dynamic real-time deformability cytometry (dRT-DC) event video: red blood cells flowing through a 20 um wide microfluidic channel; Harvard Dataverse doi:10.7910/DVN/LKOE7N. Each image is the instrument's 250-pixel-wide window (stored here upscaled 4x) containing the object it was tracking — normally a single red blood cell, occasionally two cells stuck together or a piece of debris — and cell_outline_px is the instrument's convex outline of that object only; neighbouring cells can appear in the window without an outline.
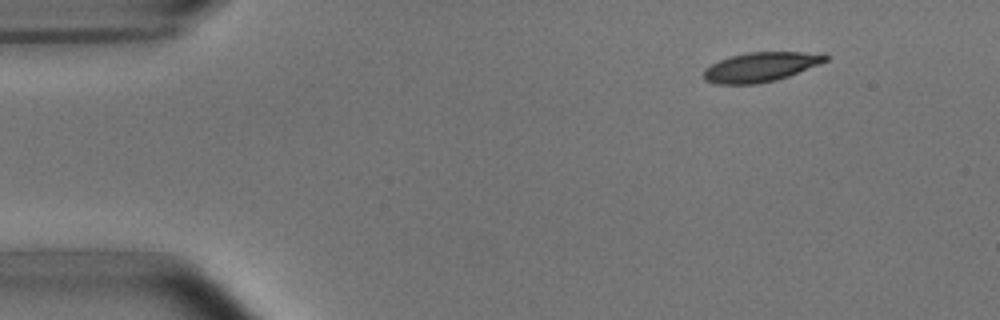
{"species": "common noctule bat (a hibernating species)", "species_latin": "Nyctalus noctula", "temperature_condition": "room temperature", "stored_images_in_passage": 48, "camera_frame_rate_fps": 3000, "um_per_image_px": 0.085, "animal": {"sex": "male", "body_mass_g": 15.6}, "frame": {"image": 1, "passage_image": 2, "time_ms": 0.333, "image_size_px": [1000, 320], "cell_outline_px": [[828, 60], [820, 64], [788, 76], [776, 80], [756, 84], [716, 84], [704, 80], [704, 68], [720, 60], [732, 56], [748, 52], [824, 52], [828, 56]], "centroid_in_image_um": [64.69, 5.69], "position_along_channel_um": 20.3, "area_um2": 20.98}}
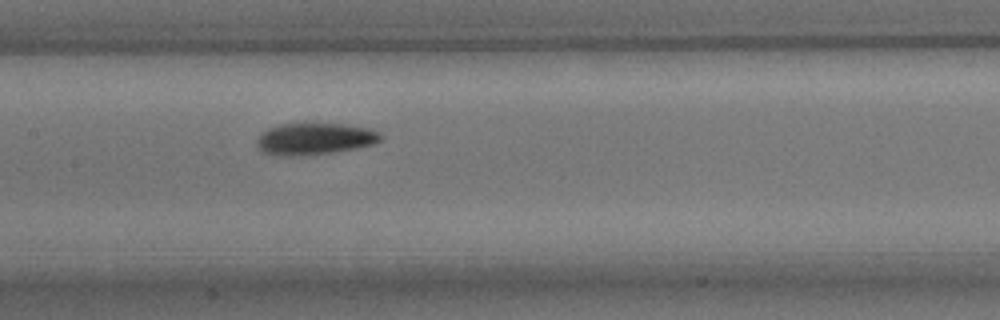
{"frame": {"image": 2, "passage_image": 21, "time_ms": 6.667, "image_size_px": [1000, 320], "cell_outline_px": [[384, 140], [372, 144], [356, 148], [332, 152], [304, 156], [272, 156], [260, 152], [256, 144], [256, 140], [260, 132], [268, 128], [280, 124], [304, 120], [340, 124], [368, 128], [380, 132], [384, 136]], "centroid_in_image_um": [26.68, 11.77], "position_along_channel_um": 180.7, "area_um2": 24.16}}
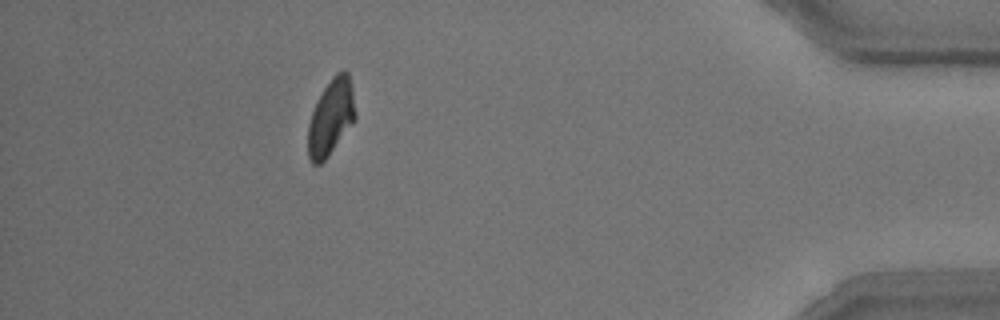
{"frame": {"image": 3, "passage_image": 43, "time_ms": 14.0, "image_size_px": [1000, 320], "cell_outline_px": [[356, 120], [328, 156], [320, 164], [312, 164], [308, 156], [308, 124], [316, 100], [332, 76], [336, 72], [344, 68], [348, 72], [352, 88], [356, 112]], "centroid_in_image_um": [28.14, 9.94], "position_along_channel_um": 407.1, "area_um2": 21.21}, "authors_computed_cell_mechanics": {"area_um2": 21.675, "velocity_mm_per_s": 3.7968, "shape_relaxation_time_tau1_ms": 2.91, "shape_relaxation_time_tau2_ms": 4.9333, "deformation_change_tau1": 0.1398, "deformation_change_tau2": 0.1164}}